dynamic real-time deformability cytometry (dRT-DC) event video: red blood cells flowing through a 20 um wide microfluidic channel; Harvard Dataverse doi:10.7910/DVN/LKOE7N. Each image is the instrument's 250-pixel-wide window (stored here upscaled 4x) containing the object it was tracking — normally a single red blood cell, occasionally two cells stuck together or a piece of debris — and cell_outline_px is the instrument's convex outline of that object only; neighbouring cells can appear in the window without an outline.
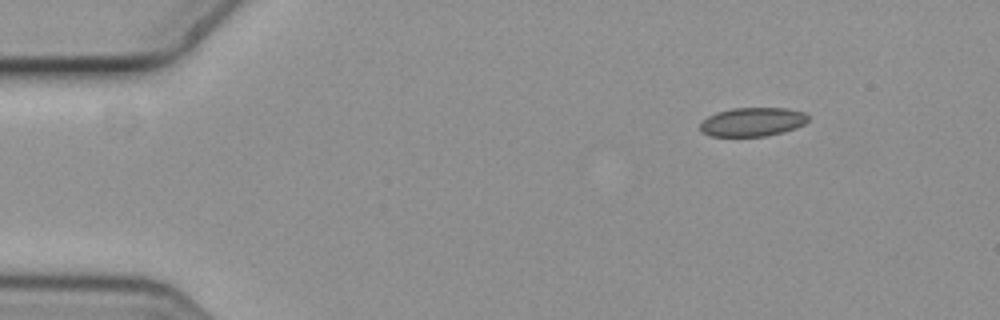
{"species": "common noctule bat (a hibernating species)", "species_latin": "Nyctalus noctula", "temperature_condition": "cold", "stored_images_in_passage": 4, "camera_frame_rate_fps": 3000, "um_per_image_px": 0.085, "animal": {"sex": "female", "body_mass_g": 19.3, "forearm_length_mm": 54.1}, "frame": {"image": 1, "passage_image": 1, "time_ms": 0.0, "image_size_px": [1000, 320], "cell_outline_px": [[808, 120], [804, 124], [796, 128], [784, 132], [768, 136], [708, 136], [700, 132], [700, 124], [708, 116], [716, 112], [732, 108], [784, 108], [804, 112], [808, 116]], "centroid_in_image_um": [63.95, 10.37], "position_along_channel_um": 21.1, "area_um2": 18.26}}
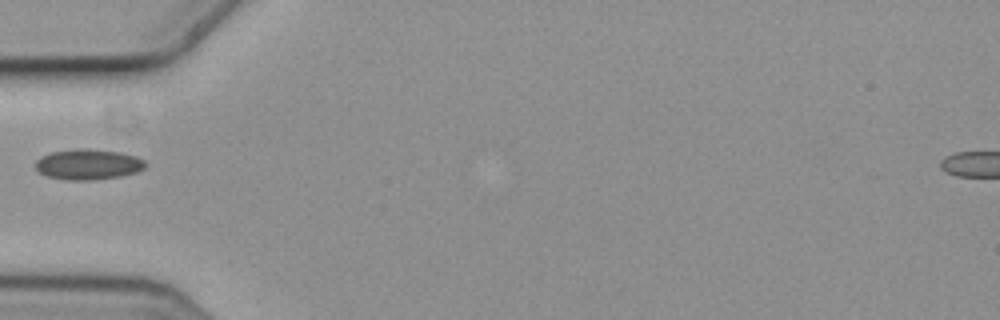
{"frame": {"image": 2, "passage_image": 4, "time_ms": 1.0, "image_size_px": [1000, 320], "cell_outline_px": [[148, 164], [144, 168], [136, 172], [120, 176], [92, 180], [68, 180], [48, 176], [40, 172], [36, 168], [36, 160], [40, 156], [52, 152], [88, 148], [120, 152], [136, 156], [144, 160]], "centroid_in_image_um": [7.52, 13.97], "position_along_channel_um": 77.5, "area_um2": 19.42}}